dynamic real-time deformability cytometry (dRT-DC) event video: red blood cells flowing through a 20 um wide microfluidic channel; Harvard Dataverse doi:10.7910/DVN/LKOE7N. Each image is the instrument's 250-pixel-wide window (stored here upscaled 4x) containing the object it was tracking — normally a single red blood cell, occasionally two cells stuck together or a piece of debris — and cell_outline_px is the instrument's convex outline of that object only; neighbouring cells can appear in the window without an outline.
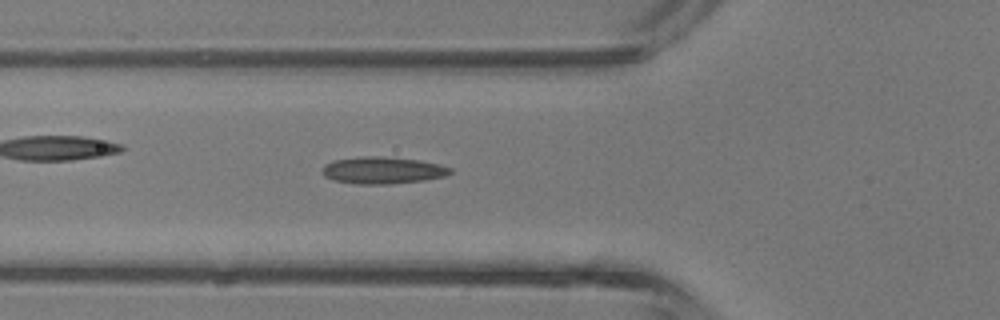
{"species": "common noctule bat (a hibernating species)", "species_latin": "Nyctalus noctula", "temperature_condition": "room temperature", "stored_images_in_passage": 42, "camera_frame_rate_fps": 3000, "um_per_image_px": 0.085, "animal": {"sex": "male", "body_mass_g": 13.3}, "frame": {"image": 1, "passage_image": 14, "time_ms": 4.333, "image_size_px": [1000, 320], "cell_outline_px": [[452, 172], [444, 176], [424, 180], [388, 184], [356, 184], [332, 180], [324, 176], [320, 172], [324, 164], [332, 160], [360, 156], [380, 156], [420, 160], [452, 168]], "centroid_in_image_um": [32.45, 14.47], "position_along_channel_um": 93.4, "area_um2": 20.23}}
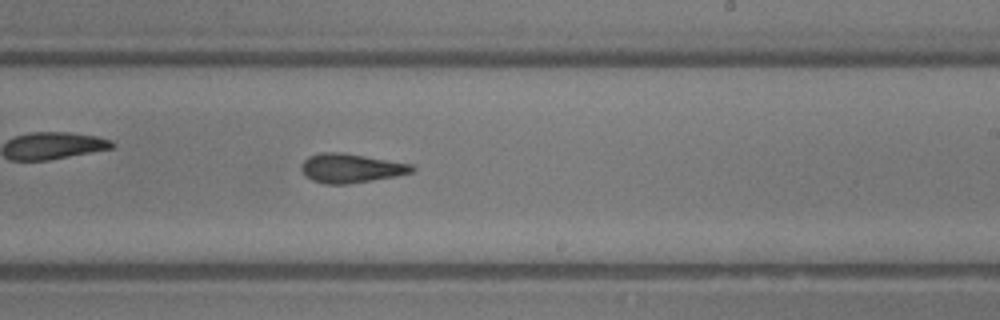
{"frame": {"image": 2, "passage_image": 24, "time_ms": 7.667, "image_size_px": [1000, 320], "cell_outline_px": [[416, 168], [412, 172], [392, 176], [348, 184], [324, 184], [312, 180], [304, 176], [300, 168], [300, 164], [308, 156], [320, 152], [340, 152], [412, 164]], "centroid_in_image_um": [29.74, 14.29], "position_along_channel_um": 259.3, "area_um2": 18.67}}
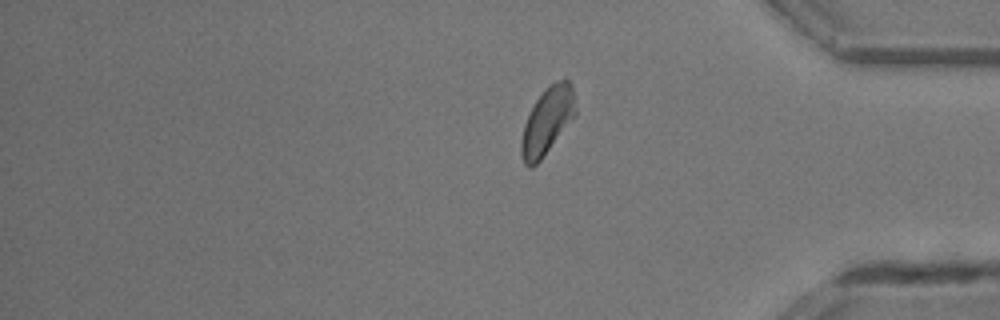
{"frame": {"image": 3, "passage_image": 42, "time_ms": 13.667, "image_size_px": [1000, 320], "cell_outline_px": [[576, 116], [540, 160], [532, 168], [528, 168], [524, 164], [520, 152], [520, 144], [524, 124], [536, 100], [544, 88], [548, 84], [556, 80], [568, 80], [572, 84], [576, 108]], "centroid_in_image_um": [46.52, 10.27], "position_along_channel_um": 388.7, "area_um2": 21.27}, "authors_computed_cell_mechanics": {"area_um2": 18.5827, "velocity_mm_per_s": 4.9659, "shape_relaxation_time_tau1_ms": 10.2711, "shape_relaxation_time_tau2_ms": 4.4671, "deformation_change_tau1": 0.2811, "deformation_change_tau2": 0.1588}}